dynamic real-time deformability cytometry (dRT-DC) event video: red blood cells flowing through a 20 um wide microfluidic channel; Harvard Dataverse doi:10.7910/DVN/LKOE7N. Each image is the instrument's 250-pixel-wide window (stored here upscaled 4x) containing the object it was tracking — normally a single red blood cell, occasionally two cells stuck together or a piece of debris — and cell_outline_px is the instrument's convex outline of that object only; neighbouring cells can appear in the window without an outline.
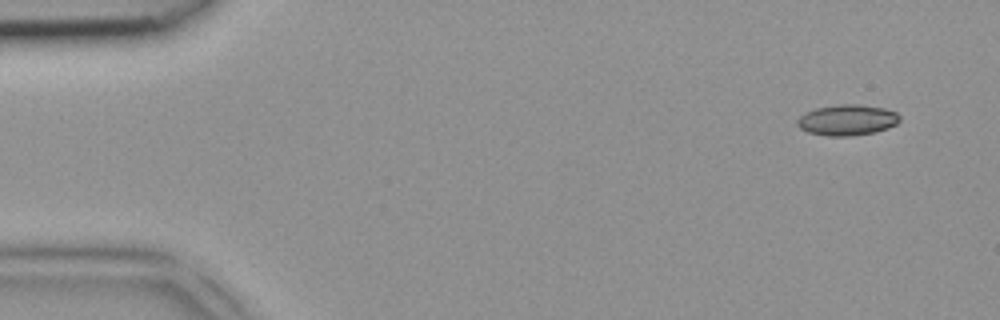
{"species": "common noctule bat (a hibernating species)", "species_latin": "Nyctalus noctula", "temperature_condition": "room temperature", "stored_images_in_passage": 3, "camera_frame_rate_fps": 3000, "um_per_image_px": 0.085, "animal": {"sex": "female", "body_mass_g": 18.4}, "frame": {"image": 1, "passage_image": 1, "time_ms": 0.0, "image_size_px": [1000, 320], "cell_outline_px": [[900, 120], [896, 124], [888, 128], [876, 132], [848, 136], [828, 136], [808, 132], [800, 128], [796, 124], [796, 120], [804, 112], [816, 108], [840, 104], [860, 104], [884, 108], [896, 112], [900, 116]], "centroid_in_image_um": [72.01, 10.2], "position_along_channel_um": 13.0, "area_um2": 18.5}}
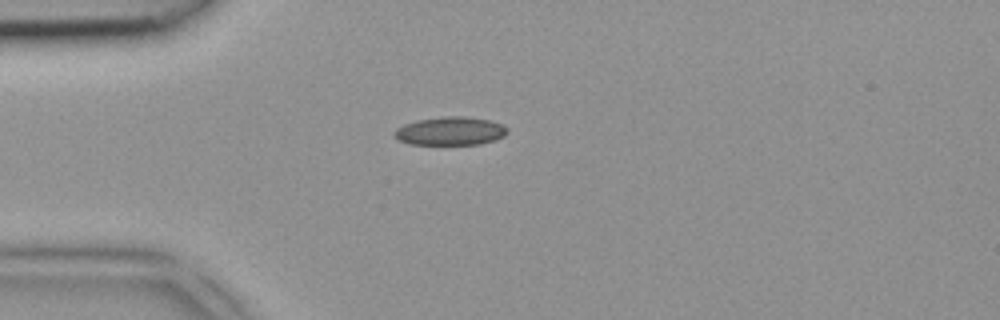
{"frame": {"image": 2, "passage_image": 3, "time_ms": 0.667, "image_size_px": [1000, 320], "cell_outline_px": [[508, 132], [504, 136], [496, 140], [480, 144], [408, 144], [392, 136], [392, 132], [396, 128], [404, 124], [416, 120], [448, 116], [460, 116], [488, 120], [504, 124], [508, 128]], "centroid_in_image_um": [38.27, 11.14], "position_along_channel_um": 46.7, "area_um2": 18.79}}